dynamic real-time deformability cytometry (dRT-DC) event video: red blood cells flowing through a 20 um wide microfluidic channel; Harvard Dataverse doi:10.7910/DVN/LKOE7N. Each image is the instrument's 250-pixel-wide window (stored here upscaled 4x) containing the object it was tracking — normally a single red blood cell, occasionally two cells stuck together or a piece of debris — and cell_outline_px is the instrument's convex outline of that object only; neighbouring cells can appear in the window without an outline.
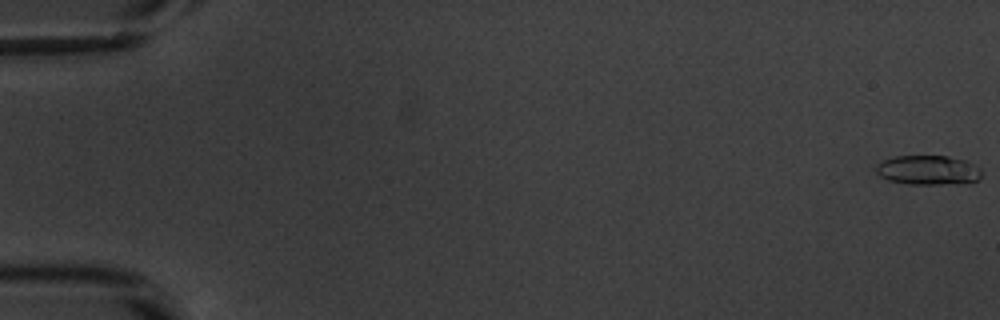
{"species": "common noctule bat (a hibernating species)", "species_latin": "Nyctalus noctula", "temperature_condition": "warm", "stored_images_in_passage": 18, "camera_frame_rate_fps": 3000, "um_per_image_px": 0.085, "animal": {"sex": "male", "body_mass_g": 20.1, "forearm_length_mm": 53.5}, "frame": {"image": 1, "passage_image": 1, "time_ms": 0.0, "image_size_px": [1000, 320], "cell_outline_px": [[984, 172], [976, 180], [964, 184], [904, 184], [888, 180], [880, 176], [876, 172], [876, 164], [884, 160], [896, 156], [948, 156], [968, 160], [980, 168]], "centroid_in_image_um": [78.92, 14.46], "position_along_channel_um": 6.1, "area_um2": 18.44}}